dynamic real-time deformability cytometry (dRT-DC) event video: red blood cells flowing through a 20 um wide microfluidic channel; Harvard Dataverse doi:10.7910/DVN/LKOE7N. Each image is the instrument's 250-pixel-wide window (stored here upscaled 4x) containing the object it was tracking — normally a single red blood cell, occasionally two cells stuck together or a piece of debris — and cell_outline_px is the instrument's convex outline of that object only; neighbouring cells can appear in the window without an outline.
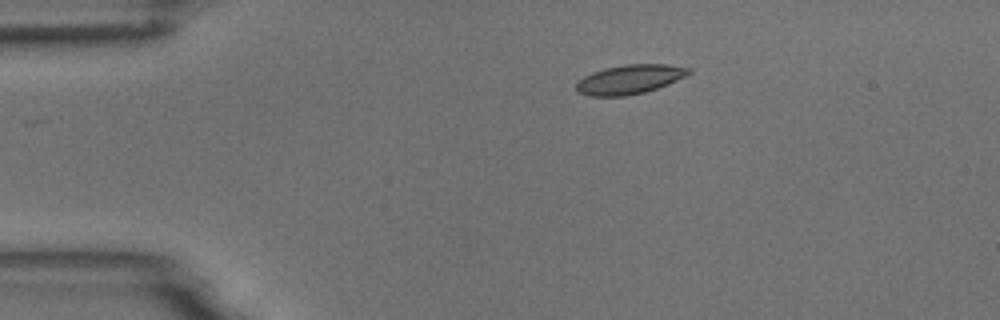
{"species": "common noctule bat (a hibernating species)", "species_latin": "Nyctalus noctula", "temperature_condition": "room temperature", "stored_images_in_passage": 38, "camera_frame_rate_fps": 3000, "um_per_image_px": 0.085, "animal": {"sex": "male", "body_mass_g": 18.8}, "frame": {"image": 1, "passage_image": 1, "time_ms": 0.0, "image_size_px": [1000, 320], "cell_outline_px": [[692, 72], [668, 84], [644, 92], [624, 96], [588, 96], [576, 92], [576, 84], [584, 76], [592, 72], [604, 68], [624, 64], [668, 64], [692, 68]], "centroid_in_image_um": [53.5, 6.74], "position_along_channel_um": 31.5, "area_um2": 19.19}}
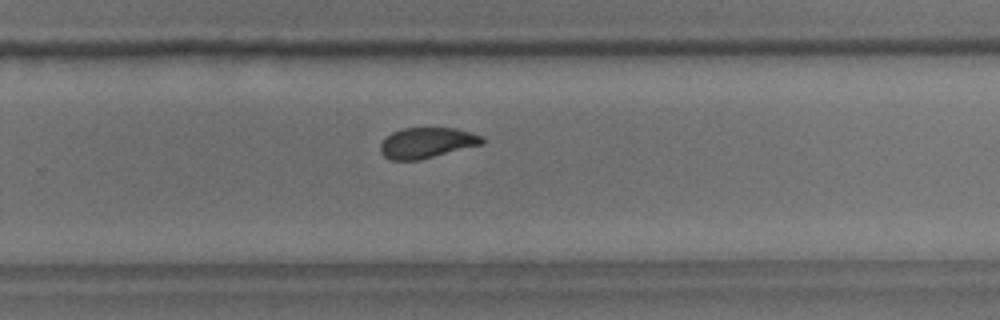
{"frame": {"image": 2, "passage_image": 26, "time_ms": 8.333, "image_size_px": [1000, 320], "cell_outline_px": [[484, 144], [420, 160], [388, 160], [380, 152], [380, 144], [392, 132], [404, 128], [456, 128], [484, 136]], "centroid_in_image_um": [36.3, 12.15], "position_along_channel_um": 293.5, "area_um2": 18.26}}
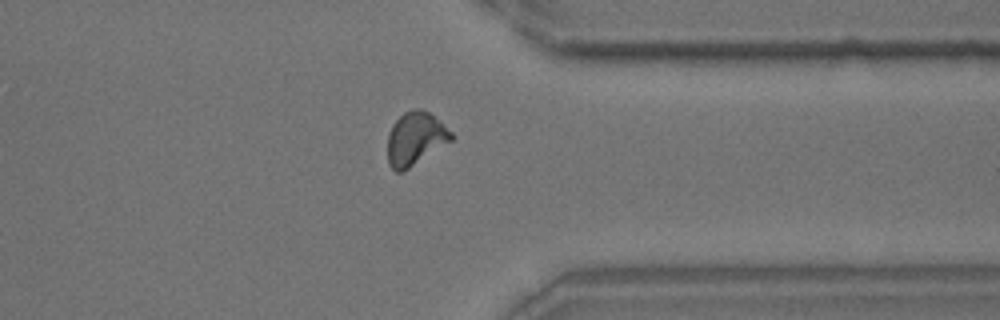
{"frame": {"image": 3, "passage_image": 33, "time_ms": 10.667, "image_size_px": [1000, 320], "cell_outline_px": [[452, 140], [404, 172], [396, 172], [388, 164], [388, 132], [392, 124], [404, 112], [412, 108], [420, 108], [428, 112], [440, 120], [452, 132]], "centroid_in_image_um": [35.29, 11.78], "position_along_channel_um": 376.1, "area_um2": 19.88}, "authors_computed_cell_mechanics": {"area_um2": 18.9584, "velocity_mm_per_s": 3.723, "shape_relaxation_time_tau1_ms": 3.0485, "shape_relaxation_time_tau2_ms": 1.3305, "deformation_change_tau1": 0.1327, "deformation_change_tau2": 0.0642}}